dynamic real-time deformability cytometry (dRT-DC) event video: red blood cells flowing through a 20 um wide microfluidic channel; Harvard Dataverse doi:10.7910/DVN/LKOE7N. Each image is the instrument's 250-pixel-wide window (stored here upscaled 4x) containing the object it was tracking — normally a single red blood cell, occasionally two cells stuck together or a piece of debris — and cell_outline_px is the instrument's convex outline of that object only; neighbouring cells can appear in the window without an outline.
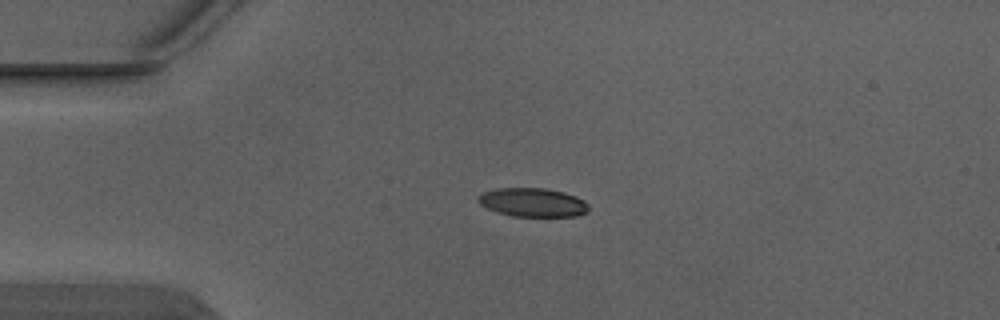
{"species": "Egyptian fruit bat (a non-hibernating species)", "species_latin": "Rousettus aegyptiacus", "temperature_condition": "warm", "stored_images_in_passage": 4, "camera_frame_rate_fps": 3000, "um_per_image_px": 0.085, "animal": {"sex": "male"}, "frame": {"image": 1, "passage_image": 3, "time_ms": 0.667, "image_size_px": [1000, 320], "cell_outline_px": [[588, 212], [576, 216], [512, 216], [496, 212], [480, 204], [476, 200], [476, 196], [484, 192], [496, 188], [544, 188], [564, 192], [576, 196], [584, 200], [588, 204]], "centroid_in_image_um": [45.27, 17.2], "position_along_channel_um": 39.7, "area_um2": 18.61}}